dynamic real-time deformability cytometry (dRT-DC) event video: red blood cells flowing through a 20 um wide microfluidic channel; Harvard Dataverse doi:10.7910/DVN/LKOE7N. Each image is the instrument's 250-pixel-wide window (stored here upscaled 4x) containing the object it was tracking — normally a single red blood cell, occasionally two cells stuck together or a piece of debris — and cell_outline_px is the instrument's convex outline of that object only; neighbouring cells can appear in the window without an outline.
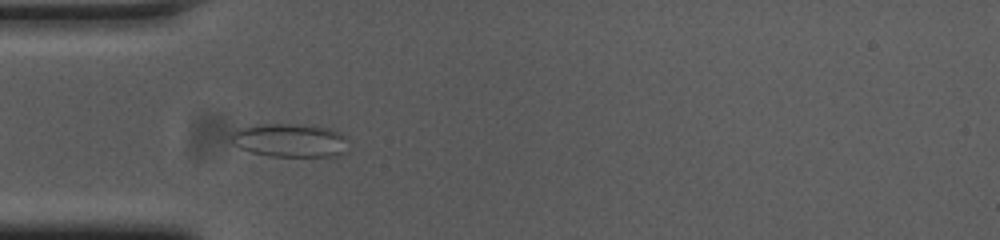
{"species": "common noctule bat (a hibernating species)", "species_latin": "Nyctalus noctula", "temperature_condition": "cold", "stored_images_in_passage": 36, "camera_frame_rate_fps": 3000, "um_per_image_px": 0.085, "animal": {"sex": "female", "body_mass_g": 23.0, "forearm_length_mm": 53.4}, "frame": {"image": 1, "passage_image": 6, "time_ms": 1.667, "image_size_px": [1000, 240], "cell_outline_px": [[348, 152], [336, 156], [272, 156], [252, 152], [240, 148], [232, 140], [232, 132], [240, 128], [264, 124], [292, 124], [328, 128], [340, 132]], "centroid_in_image_um": [24.65, 11.94], "position_along_channel_um": 60.3, "area_um2": 22.37}}
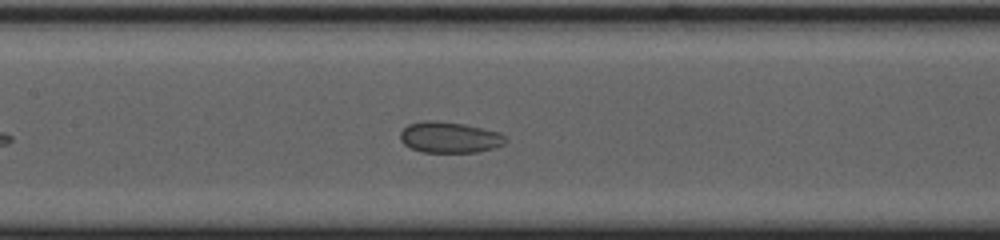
{"frame": {"image": 2, "passage_image": 15, "time_ms": 4.667, "image_size_px": [1000, 240], "cell_outline_px": [[508, 140], [504, 144], [492, 148], [476, 152], [424, 152], [412, 148], [404, 144], [400, 140], [400, 132], [408, 124], [424, 120], [432, 120], [464, 124], [500, 132]], "centroid_in_image_um": [38.2, 11.67], "position_along_channel_um": 169.2, "area_um2": 18.96}}
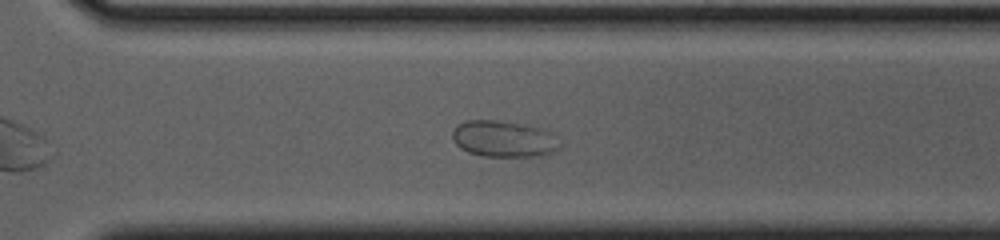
{"frame": {"image": 3, "passage_image": 28, "time_ms": 9.0, "image_size_px": [1000, 240], "cell_outline_px": [[560, 148], [544, 156], [484, 156], [468, 152], [460, 148], [452, 140], [452, 132], [456, 124], [464, 120], [516, 120], [548, 128], [552, 132], [560, 144]], "centroid_in_image_um": [42.86, 11.76], "position_along_channel_um": 327.7, "area_um2": 23.76}}